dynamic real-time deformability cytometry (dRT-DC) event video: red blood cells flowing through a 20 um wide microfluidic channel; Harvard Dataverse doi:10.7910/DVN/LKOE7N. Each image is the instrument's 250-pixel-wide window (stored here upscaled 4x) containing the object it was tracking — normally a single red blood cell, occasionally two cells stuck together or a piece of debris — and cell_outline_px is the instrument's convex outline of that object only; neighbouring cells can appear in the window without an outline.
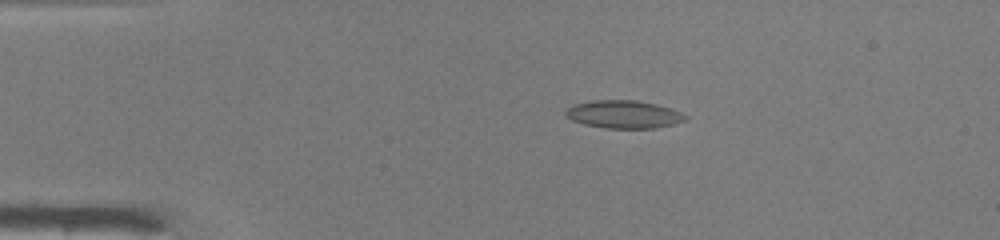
{"species": "common noctule bat (a hibernating species)", "species_latin": "Nyctalus noctula", "temperature_condition": "warm", "stored_images_in_passage": 45, "camera_frame_rate_fps": 3000, "um_per_image_px": 0.085, "animal": {"sex": "male", "body_mass_g": 19.0, "forearm_length_mm": 50.8}, "frame": {"image": 1, "passage_image": 5, "time_ms": 1.333, "image_size_px": [1000, 240], "cell_outline_px": [[688, 116], [684, 120], [672, 124], [656, 128], [608, 128], [584, 124], [572, 120], [564, 112], [564, 108], [572, 104], [596, 100], [636, 100], [656, 104], [680, 112]], "centroid_in_image_um": [52.97, 9.71], "position_along_channel_um": 32.0, "area_um2": 19.31}}
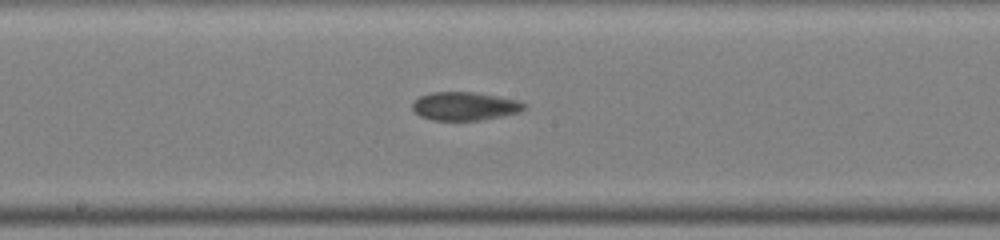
{"frame": {"image": 2, "passage_image": 22, "time_ms": 7.0, "image_size_px": [1000, 240], "cell_outline_px": [[524, 108], [520, 112], [480, 120], [432, 120], [420, 116], [412, 108], [412, 104], [420, 96], [432, 92], [472, 92], [516, 100], [524, 104]], "centroid_in_image_um": [39.46, 9.03], "position_along_channel_um": 208.7, "area_um2": 18.09}}
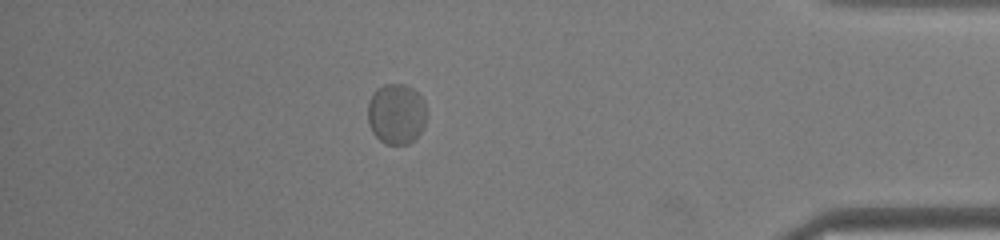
{"frame": {"image": 3, "passage_image": 39, "time_ms": 12.667, "image_size_px": [1000, 240], "cell_outline_px": [[424, 128], [408, 144], [384, 144], [372, 132], [368, 124], [368, 104], [376, 88], [384, 84], [404, 84], [412, 88], [424, 100]], "centroid_in_image_um": [33.66, 9.68], "position_along_channel_um": 401.5, "area_um2": 20.58}}